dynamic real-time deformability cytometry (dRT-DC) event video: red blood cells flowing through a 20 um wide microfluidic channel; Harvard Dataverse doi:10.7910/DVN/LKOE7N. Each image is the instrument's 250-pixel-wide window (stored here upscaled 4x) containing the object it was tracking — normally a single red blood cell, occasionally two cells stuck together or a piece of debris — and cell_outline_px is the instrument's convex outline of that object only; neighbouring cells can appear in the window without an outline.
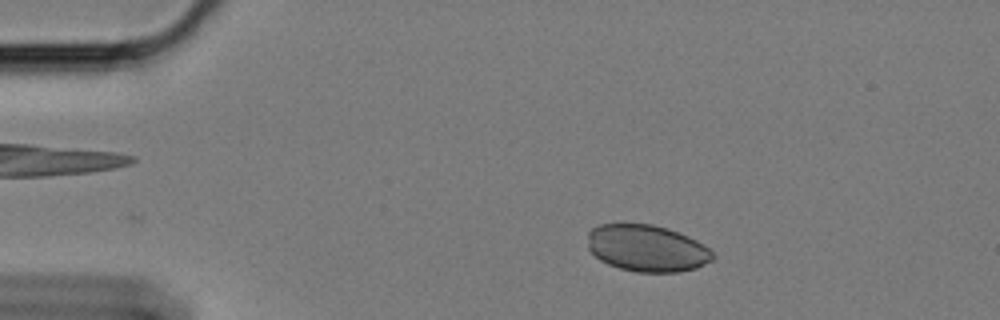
{"species": "Egyptian fruit bat (a non-hibernating species)", "species_latin": "Rousettus aegyptiacus", "temperature_condition": "cold", "stored_images_in_passage": 47, "camera_frame_rate_fps": 3000, "um_per_image_px": 0.085, "animal": {"sex": "female"}, "frame": {"image": 1, "passage_image": 1, "time_ms": 0.0, "image_size_px": [1000, 320], "cell_outline_px": [[716, 256], [712, 260], [696, 268], [680, 272], [636, 272], [620, 268], [608, 264], [600, 260], [588, 248], [588, 232], [592, 228], [600, 224], [652, 224], [668, 228], [688, 236], [704, 244]], "centroid_in_image_um": [55.0, 21.1], "position_along_channel_um": 30.0, "area_um2": 34.16}}
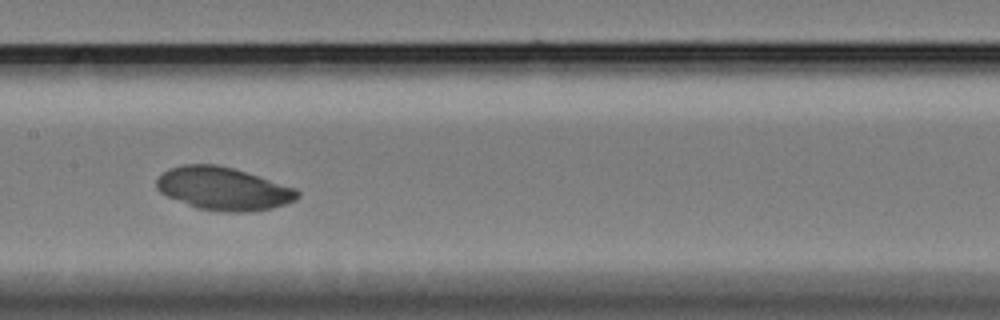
{"frame": {"image": 2, "passage_image": 20, "time_ms": 6.333, "image_size_px": [1000, 320], "cell_outline_px": [[300, 196], [296, 200], [272, 208], [252, 212], [228, 212], [196, 208], [168, 196], [160, 192], [156, 188], [156, 180], [168, 168], [184, 164], [216, 164], [232, 168], [296, 188], [300, 192]], "centroid_in_image_um": [18.98, 16.04], "position_along_channel_um": 188.4, "area_um2": 35.14}}
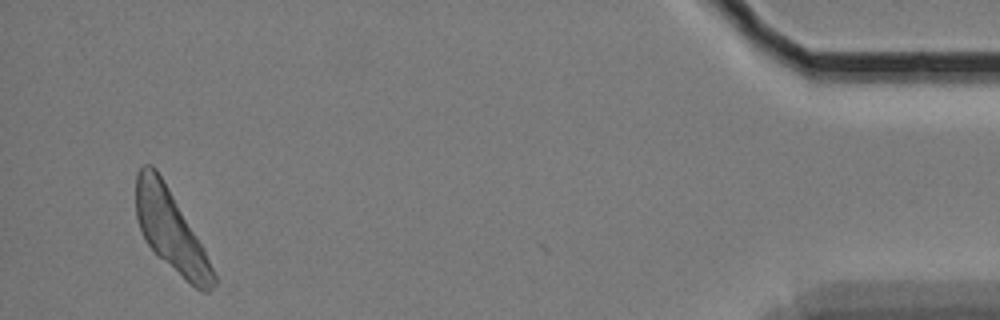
{"frame": {"image": 3, "passage_image": 47, "time_ms": 15.333, "image_size_px": [1000, 320], "cell_outline_px": [[216, 284], [208, 292], [204, 292], [196, 288], [164, 260], [148, 244], [140, 228], [136, 216], [136, 172], [144, 164], [152, 164], [156, 168], [168, 188], [196, 236], [216, 276]], "centroid_in_image_um": [14.48, 19.54], "position_along_channel_um": 420.7, "area_um2": 35.08}}